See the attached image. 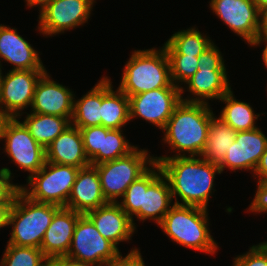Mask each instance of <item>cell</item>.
I'll return each instance as SVG.
<instances>
[{"label":"cell","mask_w":267,"mask_h":266,"mask_svg":"<svg viewBox=\"0 0 267 266\" xmlns=\"http://www.w3.org/2000/svg\"><path fill=\"white\" fill-rule=\"evenodd\" d=\"M226 70V68H198V71L184 83L186 87L180 88L181 100L206 104H210L209 100H219L231 90ZM186 89L190 96L183 98Z\"/></svg>","instance_id":"ac0fdd59"},{"label":"cell","mask_w":267,"mask_h":266,"mask_svg":"<svg viewBox=\"0 0 267 266\" xmlns=\"http://www.w3.org/2000/svg\"><path fill=\"white\" fill-rule=\"evenodd\" d=\"M12 172L9 168H0V204H12L20 185L12 182ZM11 181V182H10Z\"/></svg>","instance_id":"836d02e7"},{"label":"cell","mask_w":267,"mask_h":266,"mask_svg":"<svg viewBox=\"0 0 267 266\" xmlns=\"http://www.w3.org/2000/svg\"><path fill=\"white\" fill-rule=\"evenodd\" d=\"M79 169L46 161L19 189L32 201L65 207Z\"/></svg>","instance_id":"ba28073f"},{"label":"cell","mask_w":267,"mask_h":266,"mask_svg":"<svg viewBox=\"0 0 267 266\" xmlns=\"http://www.w3.org/2000/svg\"><path fill=\"white\" fill-rule=\"evenodd\" d=\"M47 70H8L0 77V114L3 118H18L32 105L35 87Z\"/></svg>","instance_id":"8fae6325"},{"label":"cell","mask_w":267,"mask_h":266,"mask_svg":"<svg viewBox=\"0 0 267 266\" xmlns=\"http://www.w3.org/2000/svg\"><path fill=\"white\" fill-rule=\"evenodd\" d=\"M0 266H47L50 260L36 247L7 244Z\"/></svg>","instance_id":"f546056e"},{"label":"cell","mask_w":267,"mask_h":266,"mask_svg":"<svg viewBox=\"0 0 267 266\" xmlns=\"http://www.w3.org/2000/svg\"><path fill=\"white\" fill-rule=\"evenodd\" d=\"M123 67L119 89L128 97L146 91L175 86L168 55L162 46L134 50Z\"/></svg>","instance_id":"5b68a950"},{"label":"cell","mask_w":267,"mask_h":266,"mask_svg":"<svg viewBox=\"0 0 267 266\" xmlns=\"http://www.w3.org/2000/svg\"><path fill=\"white\" fill-rule=\"evenodd\" d=\"M46 161L83 168L90 165L80 129L69 125L46 148Z\"/></svg>","instance_id":"7402d4cb"},{"label":"cell","mask_w":267,"mask_h":266,"mask_svg":"<svg viewBox=\"0 0 267 266\" xmlns=\"http://www.w3.org/2000/svg\"><path fill=\"white\" fill-rule=\"evenodd\" d=\"M210 9L250 45L259 33V9L253 0H211Z\"/></svg>","instance_id":"5bb4252c"},{"label":"cell","mask_w":267,"mask_h":266,"mask_svg":"<svg viewBox=\"0 0 267 266\" xmlns=\"http://www.w3.org/2000/svg\"><path fill=\"white\" fill-rule=\"evenodd\" d=\"M120 201L118 204L132 219L135 228L134 218L143 222L150 219L159 225L175 205L169 181L156 162L129 185Z\"/></svg>","instance_id":"3957f363"},{"label":"cell","mask_w":267,"mask_h":266,"mask_svg":"<svg viewBox=\"0 0 267 266\" xmlns=\"http://www.w3.org/2000/svg\"><path fill=\"white\" fill-rule=\"evenodd\" d=\"M123 128L109 129L102 126V142L99 151L90 159V165H98L128 155L137 146L129 143Z\"/></svg>","instance_id":"f1b7e54d"},{"label":"cell","mask_w":267,"mask_h":266,"mask_svg":"<svg viewBox=\"0 0 267 266\" xmlns=\"http://www.w3.org/2000/svg\"><path fill=\"white\" fill-rule=\"evenodd\" d=\"M119 253V249L100 234L86 214L79 216L67 257L97 266H109Z\"/></svg>","instance_id":"30bf717a"},{"label":"cell","mask_w":267,"mask_h":266,"mask_svg":"<svg viewBox=\"0 0 267 266\" xmlns=\"http://www.w3.org/2000/svg\"><path fill=\"white\" fill-rule=\"evenodd\" d=\"M214 116L210 104L181 101L162 130L163 143H167L171 146L170 150L177 153L172 156H154V159L200 156Z\"/></svg>","instance_id":"7a4b0ae2"},{"label":"cell","mask_w":267,"mask_h":266,"mask_svg":"<svg viewBox=\"0 0 267 266\" xmlns=\"http://www.w3.org/2000/svg\"><path fill=\"white\" fill-rule=\"evenodd\" d=\"M154 160L169 181L176 205L208 209L210 196L216 191L213 189L216 173L219 175L222 173L218 165L206 161L201 156H178Z\"/></svg>","instance_id":"6da1fadb"},{"label":"cell","mask_w":267,"mask_h":266,"mask_svg":"<svg viewBox=\"0 0 267 266\" xmlns=\"http://www.w3.org/2000/svg\"><path fill=\"white\" fill-rule=\"evenodd\" d=\"M249 213H267V181L260 182L257 185V190L254 199L247 210Z\"/></svg>","instance_id":"d590c367"},{"label":"cell","mask_w":267,"mask_h":266,"mask_svg":"<svg viewBox=\"0 0 267 266\" xmlns=\"http://www.w3.org/2000/svg\"><path fill=\"white\" fill-rule=\"evenodd\" d=\"M80 99H75L71 125L77 128H86L101 125L102 77Z\"/></svg>","instance_id":"d4e9b609"},{"label":"cell","mask_w":267,"mask_h":266,"mask_svg":"<svg viewBox=\"0 0 267 266\" xmlns=\"http://www.w3.org/2000/svg\"><path fill=\"white\" fill-rule=\"evenodd\" d=\"M2 120H3V117H2V115L0 114V125H1Z\"/></svg>","instance_id":"f6af8a7d"},{"label":"cell","mask_w":267,"mask_h":266,"mask_svg":"<svg viewBox=\"0 0 267 266\" xmlns=\"http://www.w3.org/2000/svg\"><path fill=\"white\" fill-rule=\"evenodd\" d=\"M266 148L267 136L261 128L237 131L235 141L227 150L219 168L221 172L226 168L234 172L251 170L253 174Z\"/></svg>","instance_id":"9a60e30c"},{"label":"cell","mask_w":267,"mask_h":266,"mask_svg":"<svg viewBox=\"0 0 267 266\" xmlns=\"http://www.w3.org/2000/svg\"><path fill=\"white\" fill-rule=\"evenodd\" d=\"M1 73H2V68H1V65H0V77H1Z\"/></svg>","instance_id":"bcb514c9"},{"label":"cell","mask_w":267,"mask_h":266,"mask_svg":"<svg viewBox=\"0 0 267 266\" xmlns=\"http://www.w3.org/2000/svg\"><path fill=\"white\" fill-rule=\"evenodd\" d=\"M113 89L109 76H102L101 125L121 129L130 121L129 97L119 88Z\"/></svg>","instance_id":"603a6c76"},{"label":"cell","mask_w":267,"mask_h":266,"mask_svg":"<svg viewBox=\"0 0 267 266\" xmlns=\"http://www.w3.org/2000/svg\"><path fill=\"white\" fill-rule=\"evenodd\" d=\"M86 215L94 223L100 234L118 249L120 242L132 240L136 228L132 219L118 203L109 202L97 209L88 211Z\"/></svg>","instance_id":"d6986e66"},{"label":"cell","mask_w":267,"mask_h":266,"mask_svg":"<svg viewBox=\"0 0 267 266\" xmlns=\"http://www.w3.org/2000/svg\"><path fill=\"white\" fill-rule=\"evenodd\" d=\"M81 213L61 207L47 228L40 249L51 261L59 256H66L73 237L76 223Z\"/></svg>","instance_id":"44dd1931"},{"label":"cell","mask_w":267,"mask_h":266,"mask_svg":"<svg viewBox=\"0 0 267 266\" xmlns=\"http://www.w3.org/2000/svg\"><path fill=\"white\" fill-rule=\"evenodd\" d=\"M109 266H146L139 248H132L126 256L120 252Z\"/></svg>","instance_id":"8d00e7d4"},{"label":"cell","mask_w":267,"mask_h":266,"mask_svg":"<svg viewBox=\"0 0 267 266\" xmlns=\"http://www.w3.org/2000/svg\"><path fill=\"white\" fill-rule=\"evenodd\" d=\"M0 140L11 162L29 173L27 179L38 172L46 162V151L30 134L18 118H3L0 125Z\"/></svg>","instance_id":"9c48e42d"},{"label":"cell","mask_w":267,"mask_h":266,"mask_svg":"<svg viewBox=\"0 0 267 266\" xmlns=\"http://www.w3.org/2000/svg\"><path fill=\"white\" fill-rule=\"evenodd\" d=\"M60 208L32 201L19 190L8 215V226L12 231L7 244L40 249L45 232Z\"/></svg>","instance_id":"8992f818"},{"label":"cell","mask_w":267,"mask_h":266,"mask_svg":"<svg viewBox=\"0 0 267 266\" xmlns=\"http://www.w3.org/2000/svg\"><path fill=\"white\" fill-rule=\"evenodd\" d=\"M207 210L175 204L158 226L171 241L180 246L213 256L219 246L210 233Z\"/></svg>","instance_id":"277c9868"},{"label":"cell","mask_w":267,"mask_h":266,"mask_svg":"<svg viewBox=\"0 0 267 266\" xmlns=\"http://www.w3.org/2000/svg\"><path fill=\"white\" fill-rule=\"evenodd\" d=\"M225 107L220 111L219 118L230 125L235 131H245L258 128L256 120L261 114L255 113L250 103L236 99L232 89L220 99Z\"/></svg>","instance_id":"484cf974"},{"label":"cell","mask_w":267,"mask_h":266,"mask_svg":"<svg viewBox=\"0 0 267 266\" xmlns=\"http://www.w3.org/2000/svg\"><path fill=\"white\" fill-rule=\"evenodd\" d=\"M84 149L90 160L101 148L102 125L80 128Z\"/></svg>","instance_id":"d6a6232c"},{"label":"cell","mask_w":267,"mask_h":266,"mask_svg":"<svg viewBox=\"0 0 267 266\" xmlns=\"http://www.w3.org/2000/svg\"><path fill=\"white\" fill-rule=\"evenodd\" d=\"M196 28L193 26L175 32L163 45L166 53L199 57L214 42L207 33L203 34Z\"/></svg>","instance_id":"83f0119b"},{"label":"cell","mask_w":267,"mask_h":266,"mask_svg":"<svg viewBox=\"0 0 267 266\" xmlns=\"http://www.w3.org/2000/svg\"><path fill=\"white\" fill-rule=\"evenodd\" d=\"M53 266H97L82 261L71 259L67 256H59L50 261Z\"/></svg>","instance_id":"f35d334b"},{"label":"cell","mask_w":267,"mask_h":266,"mask_svg":"<svg viewBox=\"0 0 267 266\" xmlns=\"http://www.w3.org/2000/svg\"><path fill=\"white\" fill-rule=\"evenodd\" d=\"M259 32H267V5L259 9Z\"/></svg>","instance_id":"b9f144b4"},{"label":"cell","mask_w":267,"mask_h":266,"mask_svg":"<svg viewBox=\"0 0 267 266\" xmlns=\"http://www.w3.org/2000/svg\"><path fill=\"white\" fill-rule=\"evenodd\" d=\"M155 163L148 149L137 146L128 155L94 165L98 171L101 188L108 202L118 203L129 185L142 176Z\"/></svg>","instance_id":"52a82bcc"},{"label":"cell","mask_w":267,"mask_h":266,"mask_svg":"<svg viewBox=\"0 0 267 266\" xmlns=\"http://www.w3.org/2000/svg\"><path fill=\"white\" fill-rule=\"evenodd\" d=\"M237 131L224 123L219 117L211 119L207 141L201 153V157L212 164L220 165L225 154L235 141Z\"/></svg>","instance_id":"cb8c5ba5"},{"label":"cell","mask_w":267,"mask_h":266,"mask_svg":"<svg viewBox=\"0 0 267 266\" xmlns=\"http://www.w3.org/2000/svg\"><path fill=\"white\" fill-rule=\"evenodd\" d=\"M167 55L170 63L172 82L175 86L181 88L198 71V57L184 54Z\"/></svg>","instance_id":"4dcf8cb0"},{"label":"cell","mask_w":267,"mask_h":266,"mask_svg":"<svg viewBox=\"0 0 267 266\" xmlns=\"http://www.w3.org/2000/svg\"><path fill=\"white\" fill-rule=\"evenodd\" d=\"M107 203L96 167L88 165L80 168L65 207L86 214Z\"/></svg>","instance_id":"ffe728a7"},{"label":"cell","mask_w":267,"mask_h":266,"mask_svg":"<svg viewBox=\"0 0 267 266\" xmlns=\"http://www.w3.org/2000/svg\"><path fill=\"white\" fill-rule=\"evenodd\" d=\"M26 6L30 7H38L39 13L49 4L52 0H25Z\"/></svg>","instance_id":"7bdbcfd3"},{"label":"cell","mask_w":267,"mask_h":266,"mask_svg":"<svg viewBox=\"0 0 267 266\" xmlns=\"http://www.w3.org/2000/svg\"><path fill=\"white\" fill-rule=\"evenodd\" d=\"M96 0H52L40 13L38 31L55 36L88 22Z\"/></svg>","instance_id":"7c38bea8"},{"label":"cell","mask_w":267,"mask_h":266,"mask_svg":"<svg viewBox=\"0 0 267 266\" xmlns=\"http://www.w3.org/2000/svg\"><path fill=\"white\" fill-rule=\"evenodd\" d=\"M219 48L213 43L198 57V68H226Z\"/></svg>","instance_id":"e575fe53"},{"label":"cell","mask_w":267,"mask_h":266,"mask_svg":"<svg viewBox=\"0 0 267 266\" xmlns=\"http://www.w3.org/2000/svg\"><path fill=\"white\" fill-rule=\"evenodd\" d=\"M262 43L265 45L262 52V61L267 69V32H259L249 46L256 47L262 45Z\"/></svg>","instance_id":"ab89813d"},{"label":"cell","mask_w":267,"mask_h":266,"mask_svg":"<svg viewBox=\"0 0 267 266\" xmlns=\"http://www.w3.org/2000/svg\"><path fill=\"white\" fill-rule=\"evenodd\" d=\"M25 115L22 123L26 126L31 136L44 148L56 139L71 122L66 117L44 115L39 113Z\"/></svg>","instance_id":"4316f807"},{"label":"cell","mask_w":267,"mask_h":266,"mask_svg":"<svg viewBox=\"0 0 267 266\" xmlns=\"http://www.w3.org/2000/svg\"><path fill=\"white\" fill-rule=\"evenodd\" d=\"M253 178H257V185L260 182L267 181V148L262 154L261 159L253 173Z\"/></svg>","instance_id":"74e56055"},{"label":"cell","mask_w":267,"mask_h":266,"mask_svg":"<svg viewBox=\"0 0 267 266\" xmlns=\"http://www.w3.org/2000/svg\"><path fill=\"white\" fill-rule=\"evenodd\" d=\"M51 78L46 71L38 80L30 112L66 117L71 122L75 93Z\"/></svg>","instance_id":"2e32d148"},{"label":"cell","mask_w":267,"mask_h":266,"mask_svg":"<svg viewBox=\"0 0 267 266\" xmlns=\"http://www.w3.org/2000/svg\"><path fill=\"white\" fill-rule=\"evenodd\" d=\"M39 53L17 29L0 24L1 68V61L4 60L13 65L11 70H46Z\"/></svg>","instance_id":"e0dca14e"},{"label":"cell","mask_w":267,"mask_h":266,"mask_svg":"<svg viewBox=\"0 0 267 266\" xmlns=\"http://www.w3.org/2000/svg\"><path fill=\"white\" fill-rule=\"evenodd\" d=\"M257 8L260 9L263 6L267 5V0H253Z\"/></svg>","instance_id":"ee69618b"},{"label":"cell","mask_w":267,"mask_h":266,"mask_svg":"<svg viewBox=\"0 0 267 266\" xmlns=\"http://www.w3.org/2000/svg\"><path fill=\"white\" fill-rule=\"evenodd\" d=\"M181 101L179 87L159 88L130 96V121L139 117L163 130Z\"/></svg>","instance_id":"4fadbf2b"},{"label":"cell","mask_w":267,"mask_h":266,"mask_svg":"<svg viewBox=\"0 0 267 266\" xmlns=\"http://www.w3.org/2000/svg\"><path fill=\"white\" fill-rule=\"evenodd\" d=\"M12 204H0V229L8 227V215Z\"/></svg>","instance_id":"60d3db41"},{"label":"cell","mask_w":267,"mask_h":266,"mask_svg":"<svg viewBox=\"0 0 267 266\" xmlns=\"http://www.w3.org/2000/svg\"><path fill=\"white\" fill-rule=\"evenodd\" d=\"M232 266H267V241L251 245L248 252L234 258Z\"/></svg>","instance_id":"1f68e13d"}]
</instances>
